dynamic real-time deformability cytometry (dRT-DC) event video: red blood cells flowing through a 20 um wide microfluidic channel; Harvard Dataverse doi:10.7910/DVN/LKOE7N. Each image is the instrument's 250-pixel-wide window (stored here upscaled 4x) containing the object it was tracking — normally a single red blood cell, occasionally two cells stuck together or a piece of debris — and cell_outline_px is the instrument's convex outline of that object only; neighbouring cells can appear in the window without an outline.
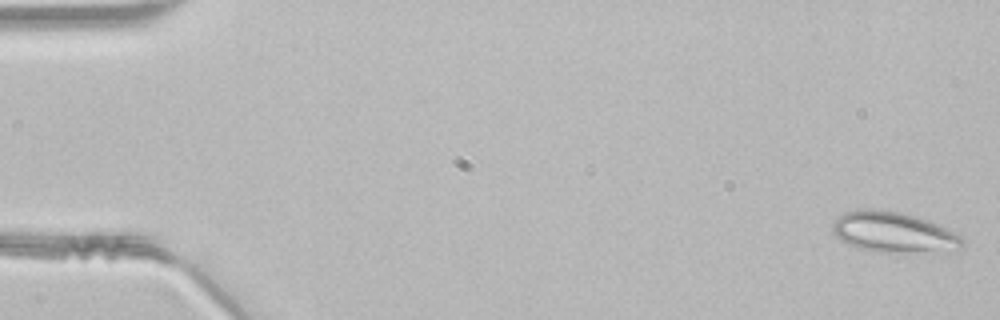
{"species": "common noctule bat (a hibernating species)", "species_latin": "Nyctalus noctula", "temperature_condition": "room temperature", "stored_images_in_passage": 47, "camera_frame_rate_fps": 3000, "um_per_image_px": 0.085, "animal": {"sex": "male", "body_mass_g": 21.5, "forearm_length_mm": 52.0}, "frame": {"image": 1, "passage_image": 1, "time_ms": 0.0, "image_size_px": [1000, 320], "cell_outline_px": [[964, 248], [892, 252], [876, 252], [856, 248], [840, 240], [832, 232], [832, 224], [836, 216], [844, 212], [856, 208], [864, 208], [904, 212], [940, 224], [960, 236], [964, 240]], "centroid_in_image_um": [75.86, 19.7], "position_along_channel_um": 9.1, "area_um2": 30.69}}
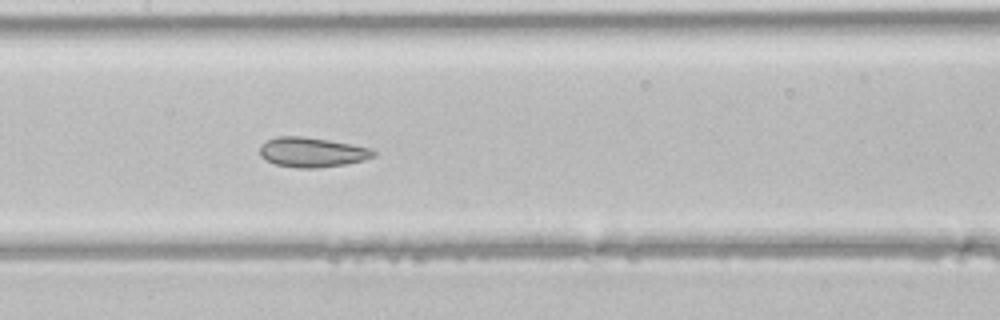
{"frame": {"image": 2, "passage_image": 23, "time_ms": 7.333, "image_size_px": [1000, 320], "cell_outline_px": [[376, 156], [364, 160], [344, 164], [320, 168], [296, 168], [276, 164], [264, 160], [260, 156], [260, 144], [276, 136], [304, 136], [328, 140], [372, 148], [376, 152]], "centroid_in_image_um": [26.51, 12.94], "position_along_channel_um": 180.9, "area_um2": 19.88}}
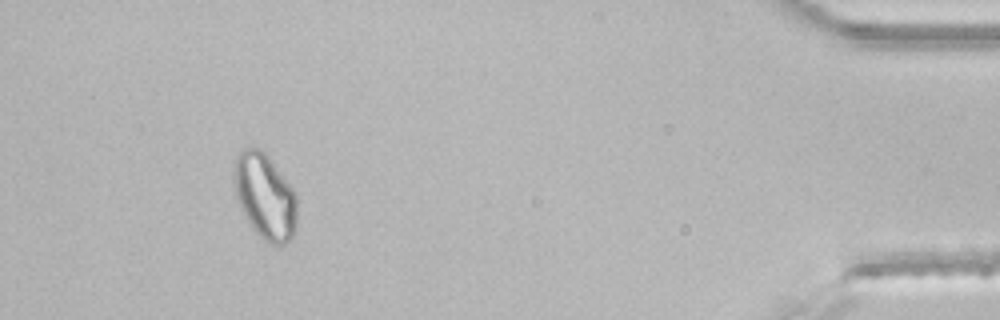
{"frame": {"image": 3, "passage_image": 44, "time_ms": 14.333, "image_size_px": [1000, 320], "cell_outline_px": [[296, 228], [292, 236], [284, 244], [272, 244], [264, 240], [252, 228], [240, 208], [236, 196], [232, 180], [232, 172], [236, 152], [240, 148], [256, 148], [264, 152], [292, 188], [296, 196]], "centroid_in_image_um": [22.46, 16.66], "position_along_channel_um": 412.7, "area_um2": 31.44}}